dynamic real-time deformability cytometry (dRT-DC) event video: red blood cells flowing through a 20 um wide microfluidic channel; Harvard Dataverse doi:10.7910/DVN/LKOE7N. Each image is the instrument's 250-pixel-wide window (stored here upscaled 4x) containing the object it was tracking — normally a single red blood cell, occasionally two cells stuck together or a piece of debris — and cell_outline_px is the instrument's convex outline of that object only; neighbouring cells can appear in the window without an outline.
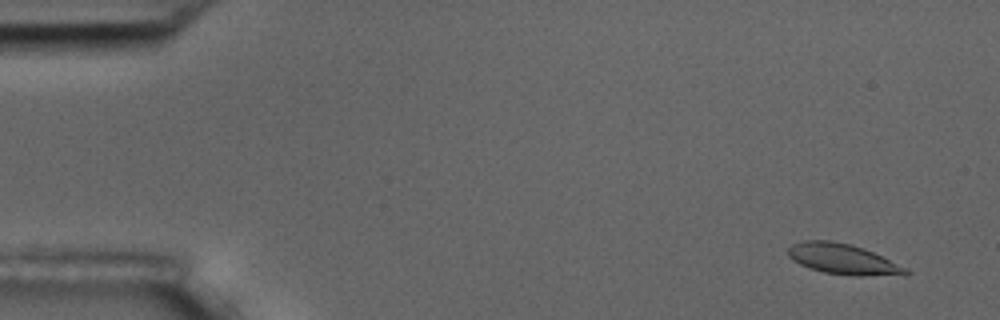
{"species": "common noctule bat (a hibernating species)", "species_latin": "Nyctalus noctula", "temperature_condition": "room temperature", "stored_images_in_passage": 8, "camera_frame_rate_fps": 3000, "um_per_image_px": 0.085, "animal": {"sex": "male", "body_mass_g": 17.5, "forearm_length_mm": 52.3}, "frame": {"image": 1, "passage_image": 1, "time_ms": 0.0, "image_size_px": [1000, 320], "cell_outline_px": [[912, 272], [904, 276], [852, 276], [824, 272], [808, 268], [792, 260], [788, 256], [788, 248], [792, 244], [804, 240], [832, 240], [864, 248], [908, 268]], "centroid_in_image_um": [71.7, 22.04], "position_along_channel_um": 13.3, "area_um2": 21.27}}
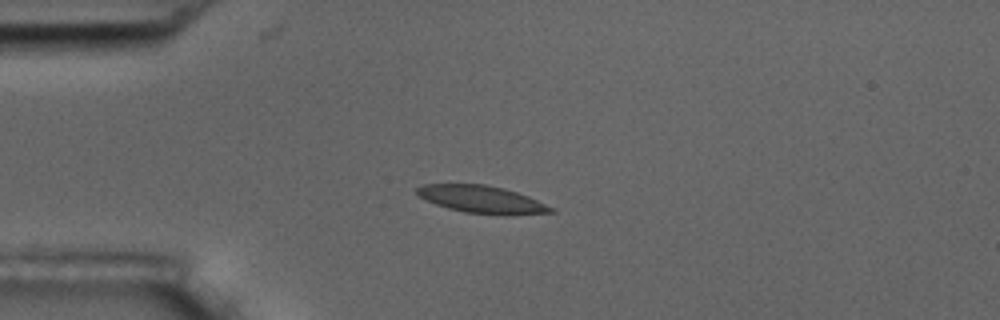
{"frame": {"image": 2, "passage_image": 4, "time_ms": 3.667, "image_size_px": [1000, 320], "cell_outline_px": [[556, 212], [508, 216], [504, 216], [464, 212], [448, 208], [436, 204], [420, 196], [416, 192], [416, 188], [424, 184], [484, 184], [504, 188], [528, 196], [556, 208]], "centroid_in_image_um": [41.03, 16.97], "position_along_channel_um": 44.0, "area_um2": 21.62}}
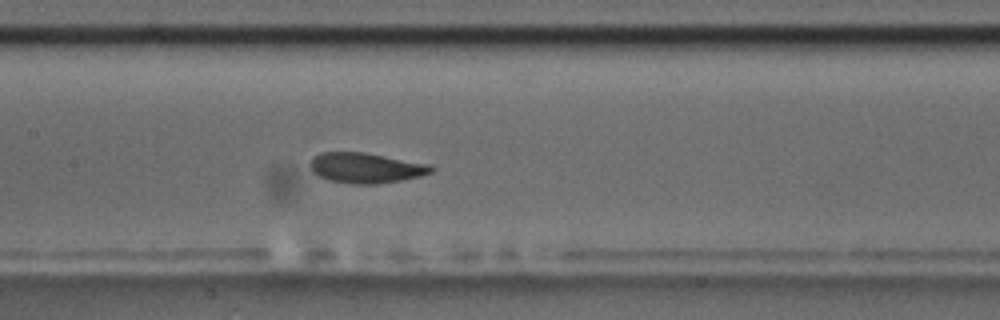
{"frame": {"image": 3, "passage_image": 8, "time_ms": 8.0, "image_size_px": [1000, 320], "cell_outline_px": [[436, 168], [432, 172], [420, 176], [380, 184], [352, 184], [328, 180], [316, 176], [312, 172], [308, 164], [320, 152], [364, 152], [432, 164]], "centroid_in_image_um": [31.1, 14.27], "position_along_channel_um": 176.3, "area_um2": 21.68}}